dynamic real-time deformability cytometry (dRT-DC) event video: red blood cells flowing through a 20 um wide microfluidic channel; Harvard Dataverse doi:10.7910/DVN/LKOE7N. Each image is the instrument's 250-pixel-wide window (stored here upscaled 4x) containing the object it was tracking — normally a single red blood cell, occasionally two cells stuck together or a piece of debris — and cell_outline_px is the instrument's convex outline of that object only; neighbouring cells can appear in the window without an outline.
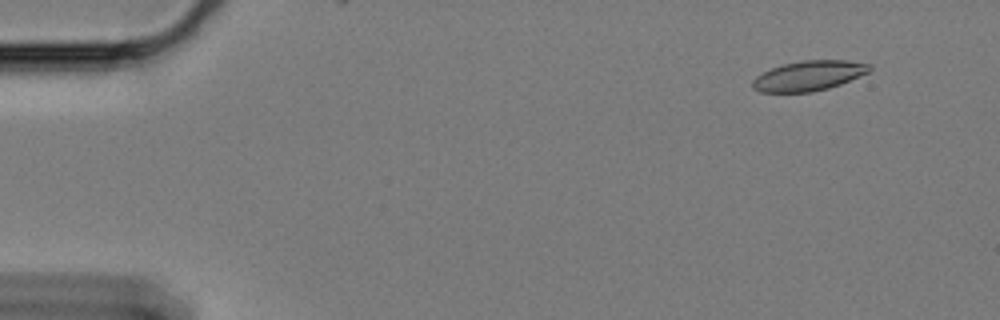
{"species": "Egyptian fruit bat (a non-hibernating species)", "species_latin": "Rousettus aegyptiacus", "temperature_condition": "cold", "stored_images_in_passage": 10, "camera_frame_rate_fps": 3000, "um_per_image_px": 0.085, "animal": {"sex": "female"}, "frame": {"image": 1, "passage_image": 6, "time_ms": 1.667, "image_size_px": [1000, 320], "cell_outline_px": [[872, 68], [868, 72], [840, 84], [828, 88], [812, 92], [760, 92], [752, 88], [752, 80], [756, 76], [772, 68], [784, 64], [800, 60], [848, 60], [872, 64]], "centroid_in_image_um": [68.75, 6.43], "position_along_channel_um": 16.3, "area_um2": 20.4}}